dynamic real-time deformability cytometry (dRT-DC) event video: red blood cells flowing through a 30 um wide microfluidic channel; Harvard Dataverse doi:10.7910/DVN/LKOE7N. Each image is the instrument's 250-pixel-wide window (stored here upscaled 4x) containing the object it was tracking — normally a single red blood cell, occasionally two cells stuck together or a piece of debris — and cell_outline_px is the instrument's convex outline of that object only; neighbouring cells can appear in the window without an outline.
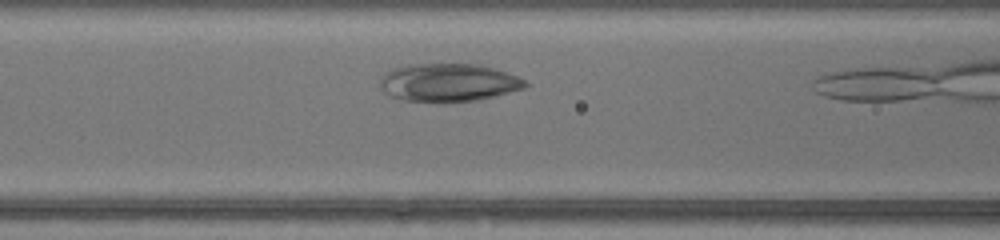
{"species": "common noctule bat (a hibernating species)", "species_latin": "Nyctalus noctula", "temperature_condition": "warm", "stored_images_in_passage": 8, "camera_frame_rate_fps": 3000, "um_per_image_px": 0.085, "animal": {"sex": "female", "body_mass_g": 17.0, "forearm_length_mm": 48.0}, "frame": {"image": 1, "passage_image": 4, "time_ms": 1.0, "image_size_px": [1000, 240], "cell_outline_px": [[528, 84], [524, 88], [476, 100], [404, 100], [392, 96], [384, 92], [380, 84], [380, 80], [388, 72], [396, 68], [408, 64], [476, 64], [492, 68], [516, 76], [524, 80]], "centroid_in_image_um": [38.11, 6.99], "position_along_channel_um": 128.5, "area_um2": 30.98}}